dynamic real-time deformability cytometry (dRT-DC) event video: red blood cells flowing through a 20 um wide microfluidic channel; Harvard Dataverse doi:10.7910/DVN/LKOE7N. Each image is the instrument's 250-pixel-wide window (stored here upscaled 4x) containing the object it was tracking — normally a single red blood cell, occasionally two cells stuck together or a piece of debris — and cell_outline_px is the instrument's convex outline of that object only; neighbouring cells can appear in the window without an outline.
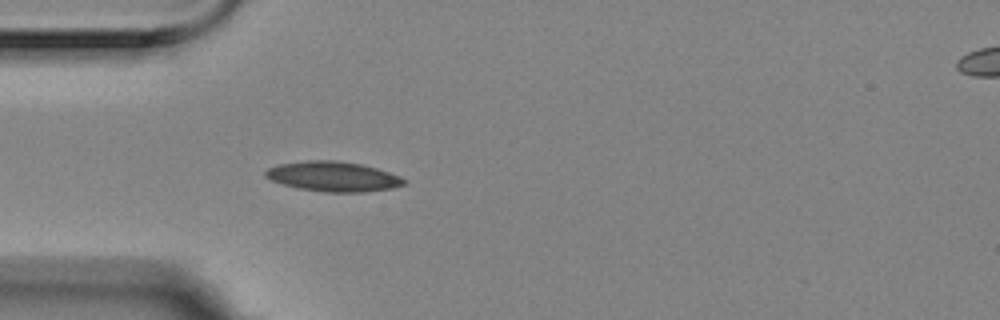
{"species": "Egyptian fruit bat (a non-hibernating species)", "species_latin": "Rousettus aegyptiacus", "temperature_condition": "room temperature", "stored_images_in_passage": 4, "camera_frame_rate_fps": 3000, "um_per_image_px": 0.085, "animal": {"sex": "female"}, "frame": {"image": 1, "passage_image": 4, "time_ms": 1.0, "image_size_px": [1000, 320], "cell_outline_px": [[408, 184], [392, 188], [364, 192], [324, 192], [300, 188], [284, 184], [272, 180], [264, 176], [264, 172], [268, 168], [280, 164], [308, 160], [336, 160], [360, 164], [376, 168], [400, 176], [408, 180]], "centroid_in_image_um": [28.36, 15.0], "position_along_channel_um": 56.6, "area_um2": 24.1}}